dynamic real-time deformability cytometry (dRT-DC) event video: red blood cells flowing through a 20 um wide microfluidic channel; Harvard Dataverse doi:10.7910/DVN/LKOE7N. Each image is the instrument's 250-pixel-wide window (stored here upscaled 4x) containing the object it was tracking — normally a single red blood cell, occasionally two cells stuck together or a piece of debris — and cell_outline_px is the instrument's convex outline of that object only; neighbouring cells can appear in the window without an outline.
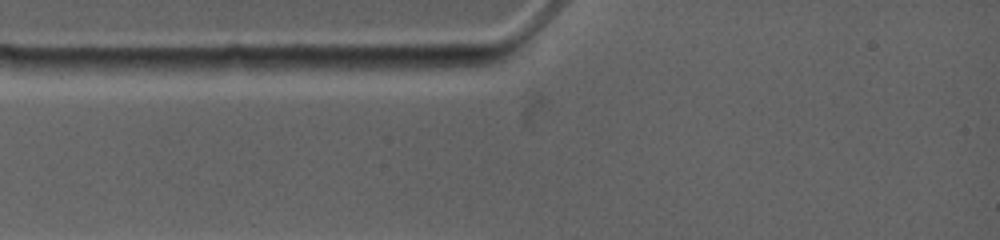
{"species": "common noctule bat (a hibernating species)", "species_latin": "Nyctalus noctula", "temperature_condition": "warm", "stored_images_in_passage": 3, "camera_frame_rate_fps": 4500, "um_per_image_px": 0.085, "animal": {"sex": "female", "body_mass_g": 19.0, "forearm_length_mm": 53.3}, "frame": {"image": 1, "passage_image": 1, "time_ms": 0.0, "image_size_px": [1000, 240], "cell_outline_px": [[488, 64], [444, 72], [360, 68], [380, 56], [476, 56], [484, 60]], "centroid_in_image_um": [36.14, 5.37], "position_along_channel_um": 48.9, "area_um2": 11.16}}